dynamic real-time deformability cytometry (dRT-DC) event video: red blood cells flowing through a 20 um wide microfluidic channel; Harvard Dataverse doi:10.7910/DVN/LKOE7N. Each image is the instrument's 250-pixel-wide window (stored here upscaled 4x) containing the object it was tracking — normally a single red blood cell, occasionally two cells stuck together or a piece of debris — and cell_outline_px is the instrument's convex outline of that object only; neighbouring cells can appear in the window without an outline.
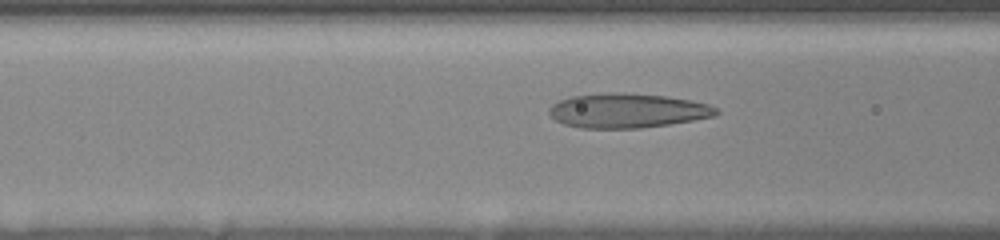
{"species": "human", "species_latin": "Homo sapiens", "temperature_condition": "room temperature", "stored_images_in_passage": 78, "camera_frame_rate_fps": 3000, "um_per_image_px": 0.085, "donor": {"sex": "female"}, "frame": {"image": 1, "passage_image": 10, "time_ms": 1.667, "image_size_px": [1000, 240], "cell_outline_px": [[720, 112], [716, 116], [668, 124], [640, 128], [580, 128], [564, 124], [556, 120], [548, 112], [548, 108], [552, 104], [560, 100], [572, 96], [604, 92], [616, 92], [664, 96], [688, 100], [708, 104], [716, 108]], "centroid_in_image_um": [53.29, 9.4], "position_along_channel_um": 113.3, "area_um2": 33.41}}
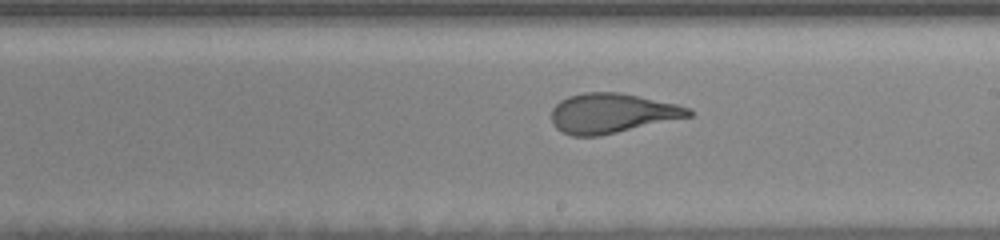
{"frame": {"image": 2, "passage_image": 33, "time_ms": 5.0, "image_size_px": [1000, 240], "cell_outline_px": [[696, 112], [692, 116], [600, 136], [572, 136], [560, 132], [552, 124], [552, 108], [560, 100], [568, 96], [584, 92], [620, 92], [640, 96], [676, 104], [692, 108]], "centroid_in_image_um": [52.02, 9.62], "position_along_channel_um": 237.0, "area_um2": 32.08}}
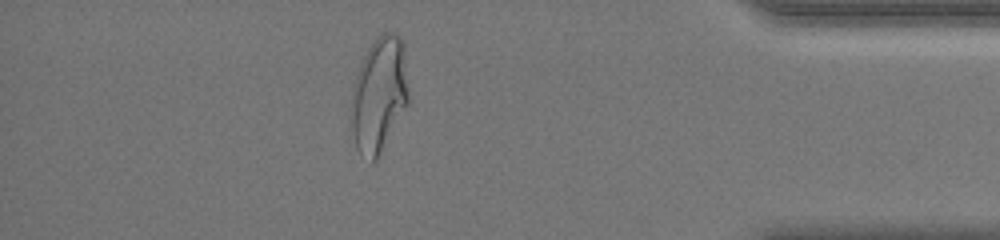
{"frame": {"image": 3, "passage_image": 65, "time_ms": 10.333, "image_size_px": [1000, 240], "cell_outline_px": [[408, 104], [376, 160], [372, 164], [356, 148], [348, 116], [348, 108], [352, 84], [360, 60], [368, 48], [384, 32], [396, 32], [400, 36], [404, 44], [408, 88]], "centroid_in_image_um": [32.17, 8.04], "position_along_channel_um": 403.0, "area_um2": 39.36}, "authors_computed_cell_mechanics": {"area_um2": 33.0905, "velocity_mm_per_s": 3.7001, "shape_relaxation_time_tau1_ms": 5.3348, "shape_relaxation_time_tau2_ms": 0.8607, "deformation_change_tau1": 0.2208, "deformation_change_tau2": 0.0873}}